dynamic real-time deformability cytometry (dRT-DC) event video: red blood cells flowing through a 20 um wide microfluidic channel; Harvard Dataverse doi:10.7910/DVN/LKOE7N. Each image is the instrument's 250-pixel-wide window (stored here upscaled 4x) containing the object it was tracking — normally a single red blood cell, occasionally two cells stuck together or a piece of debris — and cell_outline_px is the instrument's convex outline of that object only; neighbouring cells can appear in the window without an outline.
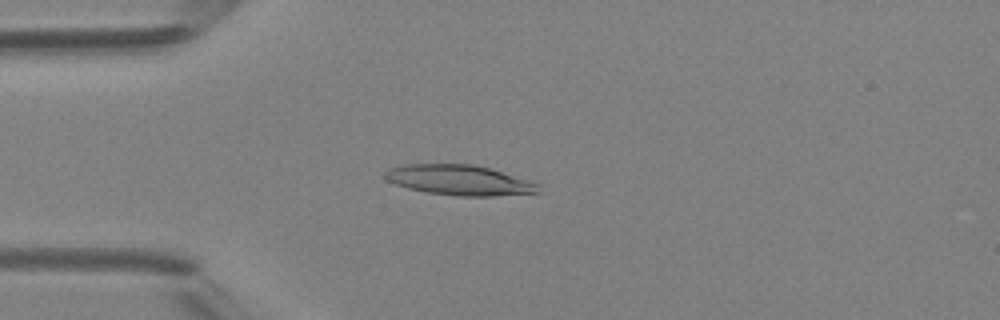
{"species": "Egyptian fruit bat (a non-hibernating species)", "species_latin": "Rousettus aegyptiacus", "temperature_condition": "room temperature", "stored_images_in_passage": 4, "camera_frame_rate_fps": 3000, "um_per_image_px": 0.085, "animal": {"sex": "female"}, "frame": {"image": 1, "passage_image": 4, "time_ms": 3.333, "image_size_px": [1000, 320], "cell_outline_px": [[540, 192], [492, 196], [460, 196], [428, 192], [408, 188], [396, 184], [388, 180], [384, 176], [384, 172], [392, 168], [404, 164], [472, 164], [488, 168], [540, 184]], "centroid_in_image_um": [39.04, 15.31], "position_along_channel_um": 46.0, "area_um2": 26.59}}